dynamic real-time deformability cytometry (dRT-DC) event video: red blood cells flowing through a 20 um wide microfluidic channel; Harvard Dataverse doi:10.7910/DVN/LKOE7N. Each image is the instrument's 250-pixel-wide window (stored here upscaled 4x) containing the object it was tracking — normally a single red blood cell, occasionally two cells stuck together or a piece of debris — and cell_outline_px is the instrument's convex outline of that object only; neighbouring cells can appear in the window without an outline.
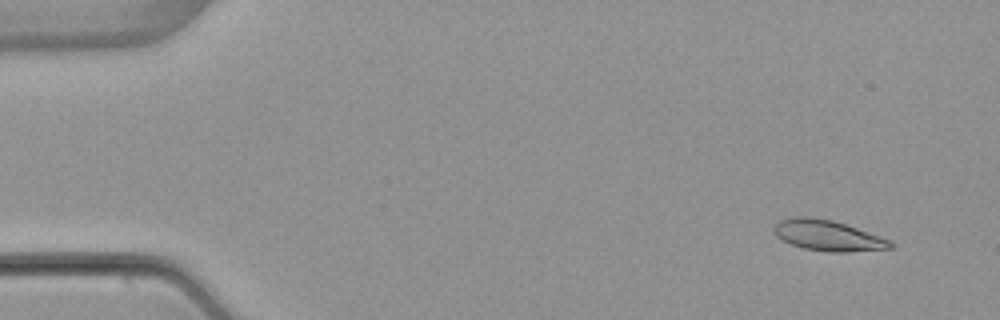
{"species": "common noctule bat (a hibernating species)", "species_latin": "Nyctalus noctula", "temperature_condition": "warm", "stored_images_in_passage": 5, "camera_frame_rate_fps": 3000, "um_per_image_px": 0.085, "animal": {"sex": "female", "body_mass_g": 22.7, "forearm_length_mm": 54.2}, "frame": {"image": 1, "passage_image": 1, "time_ms": 0.0, "image_size_px": [1000, 320], "cell_outline_px": [[896, 244], [892, 248], [848, 252], [828, 252], [804, 248], [792, 244], [776, 236], [772, 232], [772, 224], [780, 220], [792, 216], [808, 216], [832, 220], [880, 236]], "centroid_in_image_um": [70.31, 20.01], "position_along_channel_um": 14.7, "area_um2": 20.87}}
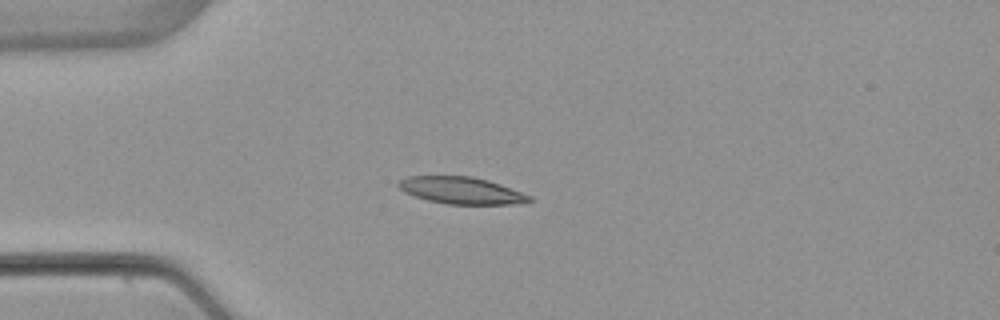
{"frame": {"image": 2, "passage_image": 4, "time_ms": 3.333, "image_size_px": [1000, 320], "cell_outline_px": [[532, 200], [528, 204], [448, 204], [428, 200], [404, 192], [396, 184], [400, 180], [408, 176], [472, 176], [488, 180], [500, 184], [532, 196]], "centroid_in_image_um": [39.26, 16.19], "position_along_channel_um": 45.7, "area_um2": 20.58}}
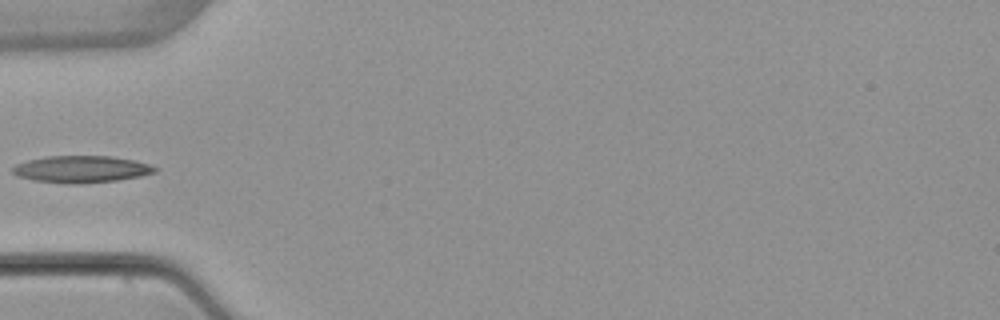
{"frame": {"image": 3, "passage_image": 5, "time_ms": 4.667, "image_size_px": [1000, 320], "cell_outline_px": [[160, 168], [156, 172], [140, 176], [116, 180], [80, 184], [64, 184], [32, 180], [20, 176], [12, 172], [12, 168], [16, 164], [28, 160], [44, 156], [112, 156], [136, 160]], "centroid_in_image_um": [6.93, 14.38], "position_along_channel_um": 78.1, "area_um2": 22.48}}